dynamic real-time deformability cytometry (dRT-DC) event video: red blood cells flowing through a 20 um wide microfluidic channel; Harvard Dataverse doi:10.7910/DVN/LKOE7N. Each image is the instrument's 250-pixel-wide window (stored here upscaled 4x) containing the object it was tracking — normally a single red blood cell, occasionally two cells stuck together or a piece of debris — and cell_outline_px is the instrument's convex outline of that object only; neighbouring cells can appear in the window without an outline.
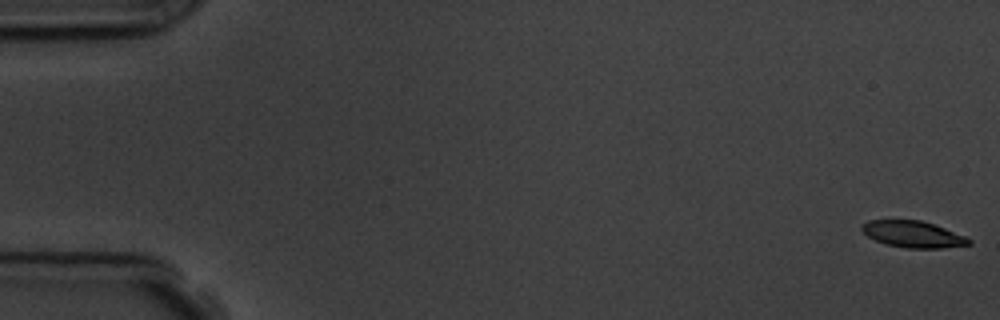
{"species": "common noctule bat (a hibernating species)", "species_latin": "Nyctalus noctula", "temperature_condition": "room temperature", "stored_images_in_passage": 57, "camera_frame_rate_fps": 3000, "um_per_image_px": 0.085, "animal": {"sex": "male", "body_mass_g": 19.5, "forearm_length_mm": 54.6}, "frame": {"image": 1, "passage_image": 1, "time_ms": 0.0, "image_size_px": [1000, 320], "cell_outline_px": [[972, 244], [940, 248], [908, 248], [888, 244], [876, 240], [868, 236], [860, 228], [860, 224], [868, 220], [920, 220], [944, 228], [964, 236], [972, 240]], "centroid_in_image_um": [77.59, 19.9], "position_along_channel_um": 7.4, "area_um2": 16.3}}
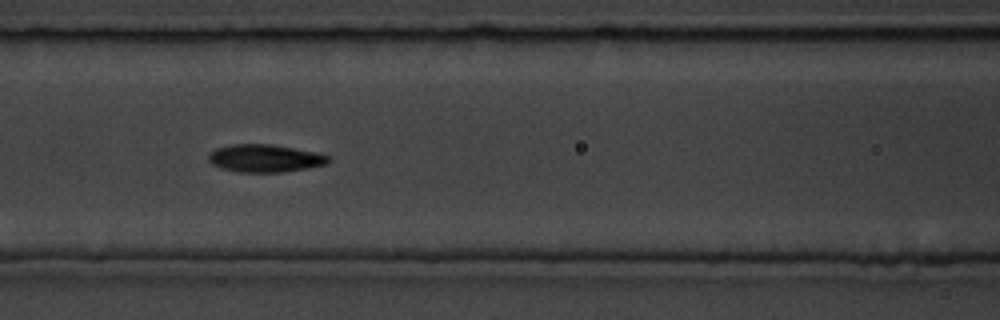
{"frame": {"image": 2, "passage_image": 25, "time_ms": 8.0, "image_size_px": [1000, 320], "cell_outline_px": [[328, 164], [280, 172], [240, 172], [220, 168], [212, 164], [208, 160], [208, 156], [216, 148], [232, 144], [272, 144], [320, 152], [328, 156]], "centroid_in_image_um": [22.52, 13.44], "position_along_channel_um": 144.1, "area_um2": 19.31}}
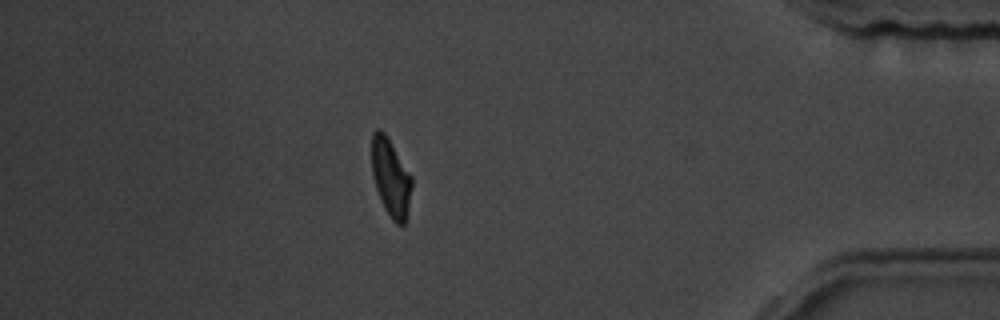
{"frame": {"image": 3, "passage_image": 50, "time_ms": 16.333, "image_size_px": [1000, 320], "cell_outline_px": [[412, 188], [408, 208], [404, 224], [396, 224], [392, 220], [384, 208], [376, 188], [372, 176], [372, 132], [376, 128], [380, 128], [388, 136], [412, 176]], "centroid_in_image_um": [33.21, 15.05], "position_along_channel_um": 402.0, "area_um2": 18.26}, "authors_computed_cell_mechanics": {"area_um2": 18.3226, "velocity_mm_per_s": 3.5985, "shape_relaxation_time_tau1_ms": 2.6577, "shape_relaxation_time_tau2_ms": 2.7469, "deformation_change_tau1": 0.1397, "deformation_change_tau2": 0.0873}}